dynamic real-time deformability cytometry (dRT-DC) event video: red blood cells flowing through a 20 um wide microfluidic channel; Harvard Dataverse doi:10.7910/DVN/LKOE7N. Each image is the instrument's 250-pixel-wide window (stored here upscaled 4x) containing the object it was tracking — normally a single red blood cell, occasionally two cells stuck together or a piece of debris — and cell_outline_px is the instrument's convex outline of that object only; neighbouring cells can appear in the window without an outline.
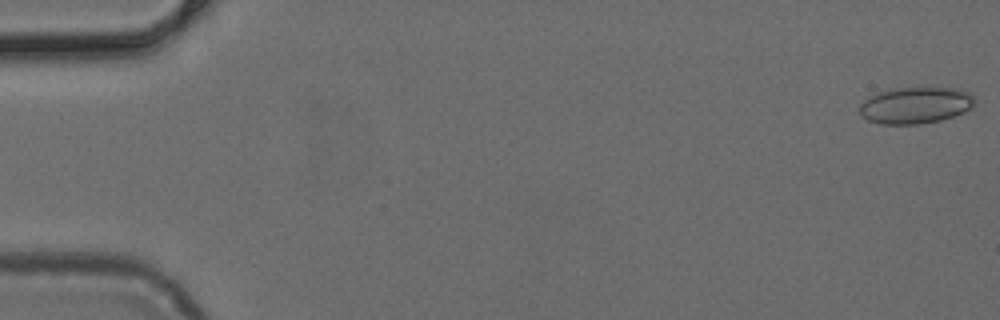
{"species": "common noctule bat (a hibernating species)", "species_latin": "Nyctalus noctula", "temperature_condition": "cold", "stored_images_in_passage": 50, "camera_frame_rate_fps": 3000, "um_per_image_px": 0.085, "animal": {"sex": "female", "body_mass_g": 24.6, "forearm_length_mm": 56.2}, "frame": {"image": 1, "passage_image": 1, "time_ms": 0.0, "image_size_px": [1000, 320], "cell_outline_px": [[976, 100], [972, 108], [964, 112], [940, 120], [920, 124], [880, 124], [868, 120], [860, 116], [860, 104], [868, 96], [892, 88], [960, 88], [968, 92]], "centroid_in_image_um": [77.81, 8.95], "position_along_channel_um": 7.2, "area_um2": 24.62}}
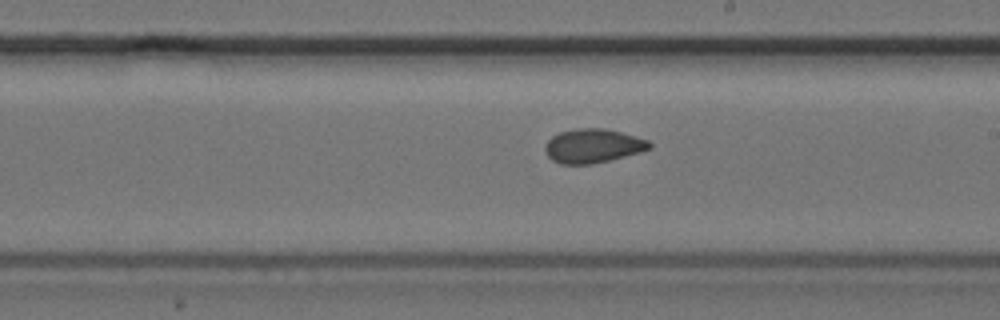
{"frame": {"image": 2, "passage_image": 29, "time_ms": 9.333, "image_size_px": [1000, 320], "cell_outline_px": [[652, 148], [640, 152], [592, 164], [560, 164], [552, 160], [548, 156], [544, 148], [548, 140], [552, 136], [560, 132], [576, 128], [604, 128], [620, 132], [648, 140], [652, 144]], "centroid_in_image_um": [50.38, 12.4], "position_along_channel_um": 238.6, "area_um2": 20.58}}
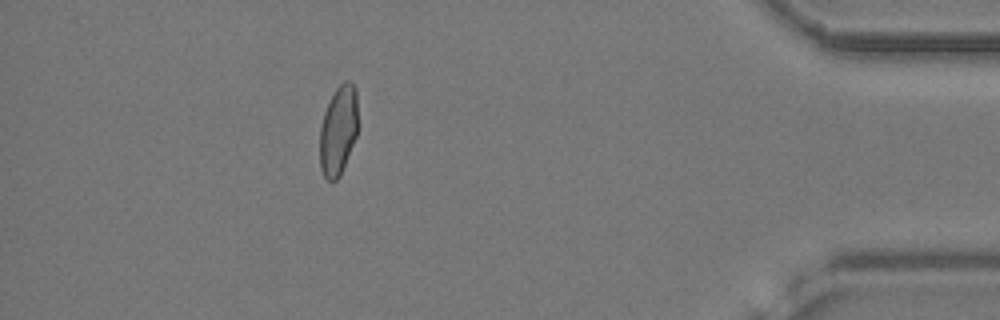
{"frame": {"image": 3, "passage_image": 45, "time_ms": 14.667, "image_size_px": [1000, 320], "cell_outline_px": [[356, 136], [340, 176], [336, 180], [328, 180], [324, 176], [320, 168], [320, 124], [324, 112], [336, 88], [344, 80], [348, 80], [356, 88]], "centroid_in_image_um": [28.73, 11.09], "position_along_channel_um": 406.5, "area_um2": 19.59}}